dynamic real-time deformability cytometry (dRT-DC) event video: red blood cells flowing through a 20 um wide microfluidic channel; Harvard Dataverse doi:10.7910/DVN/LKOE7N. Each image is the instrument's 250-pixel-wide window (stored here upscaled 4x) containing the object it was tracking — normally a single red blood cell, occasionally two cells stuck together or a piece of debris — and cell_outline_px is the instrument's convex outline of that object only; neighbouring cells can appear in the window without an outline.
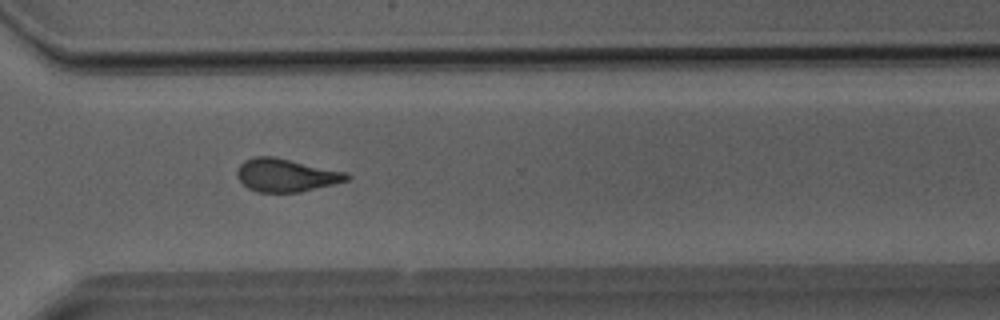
{"species": "Egyptian fruit bat (a non-hibernating species)", "species_latin": "Rousettus aegyptiacus", "temperature_condition": "room temperature", "stored_images_in_passage": 29, "camera_frame_rate_fps": 3000, "um_per_image_px": 0.085, "animal": {"sex": "male"}, "frame": {"image": 1, "passage_image": 24, "time_ms": 7.667, "image_size_px": [1000, 320], "cell_outline_px": [[352, 176], [348, 180], [300, 192], [256, 192], [248, 188], [236, 176], [236, 168], [244, 160], [256, 156], [272, 156], [348, 172]], "centroid_in_image_um": [24.3, 14.88], "position_along_channel_um": 346.3, "area_um2": 21.15}}
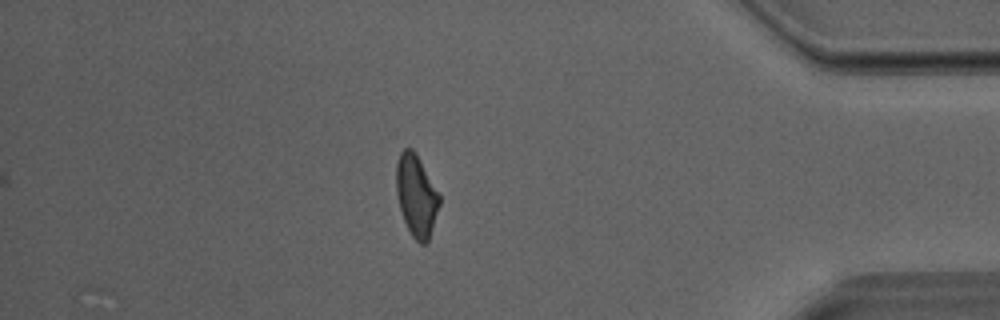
{"frame": {"image": 2, "passage_image": 29, "time_ms": 9.333, "image_size_px": [1000, 320], "cell_outline_px": [[440, 204], [428, 240], [424, 244], [420, 244], [412, 236], [404, 220], [400, 208], [396, 192], [396, 164], [400, 152], [404, 148], [412, 148], [416, 152], [440, 196]], "centroid_in_image_um": [35.37, 16.6], "position_along_channel_um": 399.8, "area_um2": 20.35}}